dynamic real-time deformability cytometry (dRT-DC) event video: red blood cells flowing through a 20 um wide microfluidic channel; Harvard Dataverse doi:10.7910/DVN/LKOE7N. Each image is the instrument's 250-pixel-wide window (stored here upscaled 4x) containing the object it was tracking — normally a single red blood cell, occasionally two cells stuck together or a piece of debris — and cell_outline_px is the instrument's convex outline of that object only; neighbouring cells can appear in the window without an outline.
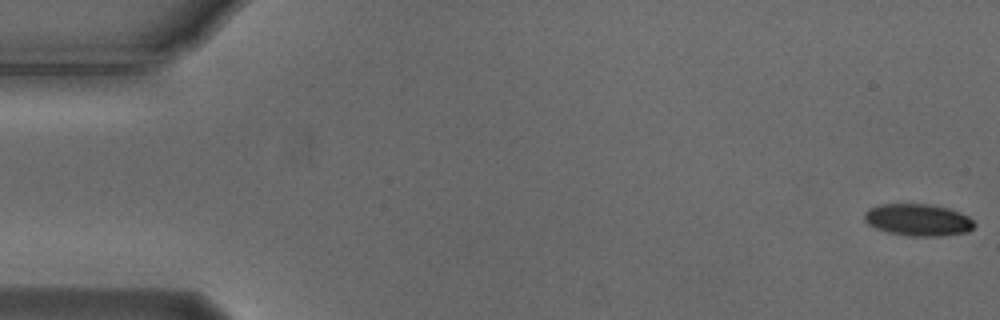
{"species": "Egyptian fruit bat (a non-hibernating species)", "species_latin": "Rousettus aegyptiacus", "temperature_condition": "cold", "stored_images_in_passage": 50, "camera_frame_rate_fps": 3000, "um_per_image_px": 0.085, "animal": {"sex": "male"}, "frame": {"image": 1, "passage_image": 1, "time_ms": 0.0, "image_size_px": [1000, 320], "cell_outline_px": [[976, 224], [968, 232], [940, 236], [908, 236], [888, 232], [876, 228], [868, 224], [864, 220], [864, 212], [868, 208], [880, 204], [928, 204], [948, 208], [960, 212], [968, 216]], "centroid_in_image_um": [78.02, 18.69], "position_along_channel_um": 7.0, "area_um2": 20.58}}
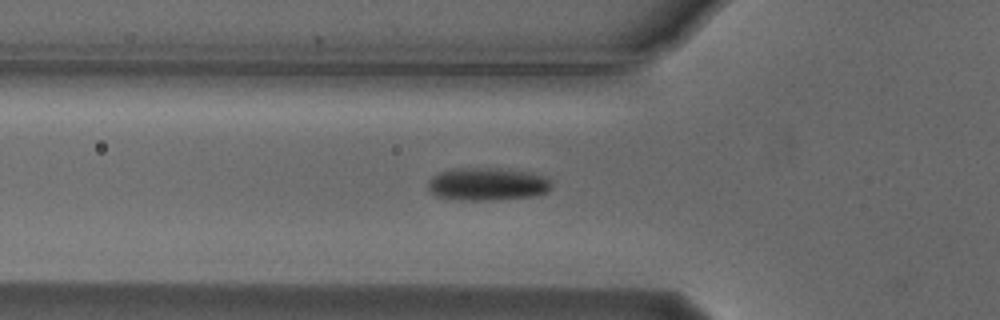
{"frame": {"image": 2, "passage_image": 19, "time_ms": 6.0, "image_size_px": [1000, 320], "cell_outline_px": [[552, 188], [548, 192], [536, 196], [492, 200], [452, 200], [436, 196], [428, 192], [428, 180], [432, 176], [440, 172], [452, 168], [496, 168], [532, 172], [544, 176], [552, 184]], "centroid_in_image_um": [41.4, 15.65], "position_along_channel_um": 84.4, "area_um2": 24.1}}
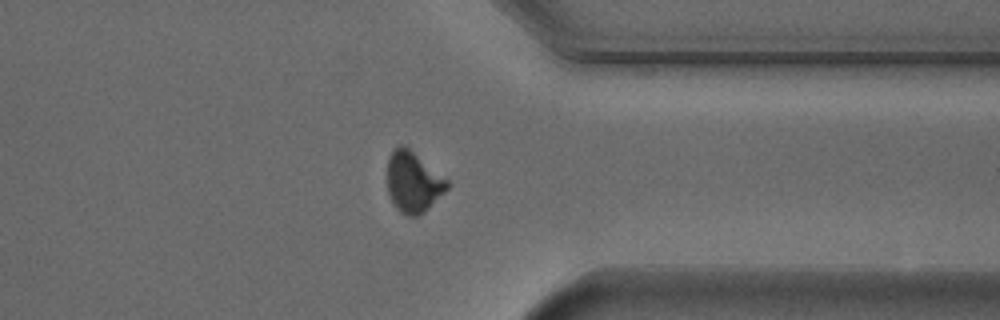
{"frame": {"image": 3, "passage_image": 43, "time_ms": 14.0, "image_size_px": [1000, 320], "cell_outline_px": [[448, 188], [424, 212], [416, 216], [408, 216], [400, 212], [392, 200], [388, 192], [388, 160], [392, 152], [400, 144], [404, 144], [448, 180]], "centroid_in_image_um": [35.12, 15.47], "position_along_channel_um": 376.3, "area_um2": 20.75}, "authors_computed_cell_mechanics": {"area_um2": 21.9929, "velocity_mm_per_s": 3.7211, "shape_relaxation_time_tau1_ms": 3.9581, "shape_relaxation_time_tau2_ms": 4.482, "deformation_change_tau1": 0.1107, "deformation_change_tau2": 0.0704}}